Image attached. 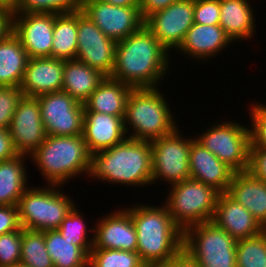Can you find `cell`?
I'll list each match as a JSON object with an SVG mask.
<instances>
[{
    "label": "cell",
    "instance_id": "6da1fadb",
    "mask_svg": "<svg viewBox=\"0 0 266 267\" xmlns=\"http://www.w3.org/2000/svg\"><path fill=\"white\" fill-rule=\"evenodd\" d=\"M169 58L168 50L143 25L117 42L115 64L109 77L133 89L158 88L159 80L168 74Z\"/></svg>",
    "mask_w": 266,
    "mask_h": 267
},
{
    "label": "cell",
    "instance_id": "7a4b0ae2",
    "mask_svg": "<svg viewBox=\"0 0 266 267\" xmlns=\"http://www.w3.org/2000/svg\"><path fill=\"white\" fill-rule=\"evenodd\" d=\"M133 220L140 259L155 267L183 250V231L174 223L165 205H135L125 209Z\"/></svg>",
    "mask_w": 266,
    "mask_h": 267
},
{
    "label": "cell",
    "instance_id": "3957f363",
    "mask_svg": "<svg viewBox=\"0 0 266 267\" xmlns=\"http://www.w3.org/2000/svg\"><path fill=\"white\" fill-rule=\"evenodd\" d=\"M88 175L124 186L152 184L151 141L127 137L109 149L92 154Z\"/></svg>",
    "mask_w": 266,
    "mask_h": 267
},
{
    "label": "cell",
    "instance_id": "277c9868",
    "mask_svg": "<svg viewBox=\"0 0 266 267\" xmlns=\"http://www.w3.org/2000/svg\"><path fill=\"white\" fill-rule=\"evenodd\" d=\"M29 159L38 166L45 181H49L48 185L62 187L72 177L89 173L91 154L83 135H47Z\"/></svg>",
    "mask_w": 266,
    "mask_h": 267
},
{
    "label": "cell",
    "instance_id": "5b68a950",
    "mask_svg": "<svg viewBox=\"0 0 266 267\" xmlns=\"http://www.w3.org/2000/svg\"><path fill=\"white\" fill-rule=\"evenodd\" d=\"M170 109L158 88L132 89L123 119L127 137L153 141L173 133L178 127Z\"/></svg>",
    "mask_w": 266,
    "mask_h": 267
},
{
    "label": "cell",
    "instance_id": "8992f818",
    "mask_svg": "<svg viewBox=\"0 0 266 267\" xmlns=\"http://www.w3.org/2000/svg\"><path fill=\"white\" fill-rule=\"evenodd\" d=\"M59 189L58 185H47L25 190L17 205L22 228L45 232L60 227L76 204Z\"/></svg>",
    "mask_w": 266,
    "mask_h": 267
},
{
    "label": "cell",
    "instance_id": "52a82bcc",
    "mask_svg": "<svg viewBox=\"0 0 266 267\" xmlns=\"http://www.w3.org/2000/svg\"><path fill=\"white\" fill-rule=\"evenodd\" d=\"M171 186L165 206L182 231L212 220L220 194L217 190L192 178Z\"/></svg>",
    "mask_w": 266,
    "mask_h": 267
},
{
    "label": "cell",
    "instance_id": "ba28073f",
    "mask_svg": "<svg viewBox=\"0 0 266 267\" xmlns=\"http://www.w3.org/2000/svg\"><path fill=\"white\" fill-rule=\"evenodd\" d=\"M236 242L212 221L183 231V250L199 267H236Z\"/></svg>",
    "mask_w": 266,
    "mask_h": 267
},
{
    "label": "cell",
    "instance_id": "9c48e42d",
    "mask_svg": "<svg viewBox=\"0 0 266 267\" xmlns=\"http://www.w3.org/2000/svg\"><path fill=\"white\" fill-rule=\"evenodd\" d=\"M224 122L212 125L195 139L235 172L248 171L250 129L235 121Z\"/></svg>",
    "mask_w": 266,
    "mask_h": 267
},
{
    "label": "cell",
    "instance_id": "30bf717a",
    "mask_svg": "<svg viewBox=\"0 0 266 267\" xmlns=\"http://www.w3.org/2000/svg\"><path fill=\"white\" fill-rule=\"evenodd\" d=\"M178 130L151 141L153 184L163 179L173 185L191 178L189 156L194 138H184Z\"/></svg>",
    "mask_w": 266,
    "mask_h": 267
},
{
    "label": "cell",
    "instance_id": "8fae6325",
    "mask_svg": "<svg viewBox=\"0 0 266 267\" xmlns=\"http://www.w3.org/2000/svg\"><path fill=\"white\" fill-rule=\"evenodd\" d=\"M47 135L75 136L83 133L84 104L63 91L38 97Z\"/></svg>",
    "mask_w": 266,
    "mask_h": 267
},
{
    "label": "cell",
    "instance_id": "7c38bea8",
    "mask_svg": "<svg viewBox=\"0 0 266 267\" xmlns=\"http://www.w3.org/2000/svg\"><path fill=\"white\" fill-rule=\"evenodd\" d=\"M80 10L108 38L116 42L144 25L139 7H121L97 0H81Z\"/></svg>",
    "mask_w": 266,
    "mask_h": 267
},
{
    "label": "cell",
    "instance_id": "4fadbf2b",
    "mask_svg": "<svg viewBox=\"0 0 266 267\" xmlns=\"http://www.w3.org/2000/svg\"><path fill=\"white\" fill-rule=\"evenodd\" d=\"M193 24L194 0H178L144 21V25L168 52L171 48L177 51Z\"/></svg>",
    "mask_w": 266,
    "mask_h": 267
},
{
    "label": "cell",
    "instance_id": "5bb4252c",
    "mask_svg": "<svg viewBox=\"0 0 266 267\" xmlns=\"http://www.w3.org/2000/svg\"><path fill=\"white\" fill-rule=\"evenodd\" d=\"M10 136L18 155L31 156L46 139L38 97L23 95L9 127Z\"/></svg>",
    "mask_w": 266,
    "mask_h": 267
},
{
    "label": "cell",
    "instance_id": "9a60e30c",
    "mask_svg": "<svg viewBox=\"0 0 266 267\" xmlns=\"http://www.w3.org/2000/svg\"><path fill=\"white\" fill-rule=\"evenodd\" d=\"M117 42L108 38L81 10H78V47L76 60L110 76Z\"/></svg>",
    "mask_w": 266,
    "mask_h": 267
},
{
    "label": "cell",
    "instance_id": "2e32d148",
    "mask_svg": "<svg viewBox=\"0 0 266 267\" xmlns=\"http://www.w3.org/2000/svg\"><path fill=\"white\" fill-rule=\"evenodd\" d=\"M54 23L55 13L13 14L12 32L29 58L52 57Z\"/></svg>",
    "mask_w": 266,
    "mask_h": 267
},
{
    "label": "cell",
    "instance_id": "e0dca14e",
    "mask_svg": "<svg viewBox=\"0 0 266 267\" xmlns=\"http://www.w3.org/2000/svg\"><path fill=\"white\" fill-rule=\"evenodd\" d=\"M121 208L98 221L92 249L136 252L137 234L131 215Z\"/></svg>",
    "mask_w": 266,
    "mask_h": 267
},
{
    "label": "cell",
    "instance_id": "ac0fdd59",
    "mask_svg": "<svg viewBox=\"0 0 266 267\" xmlns=\"http://www.w3.org/2000/svg\"><path fill=\"white\" fill-rule=\"evenodd\" d=\"M64 63L65 60L53 57L29 58L20 85L23 95L39 97L61 91Z\"/></svg>",
    "mask_w": 266,
    "mask_h": 267
},
{
    "label": "cell",
    "instance_id": "d6986e66",
    "mask_svg": "<svg viewBox=\"0 0 266 267\" xmlns=\"http://www.w3.org/2000/svg\"><path fill=\"white\" fill-rule=\"evenodd\" d=\"M189 165L192 179L214 188L220 194L227 193L235 171L196 139L190 146Z\"/></svg>",
    "mask_w": 266,
    "mask_h": 267
},
{
    "label": "cell",
    "instance_id": "ffe728a7",
    "mask_svg": "<svg viewBox=\"0 0 266 267\" xmlns=\"http://www.w3.org/2000/svg\"><path fill=\"white\" fill-rule=\"evenodd\" d=\"M82 135L91 155L127 138L122 117L100 112H84Z\"/></svg>",
    "mask_w": 266,
    "mask_h": 267
},
{
    "label": "cell",
    "instance_id": "44dd1931",
    "mask_svg": "<svg viewBox=\"0 0 266 267\" xmlns=\"http://www.w3.org/2000/svg\"><path fill=\"white\" fill-rule=\"evenodd\" d=\"M211 221L236 240L253 237L265 230L244 206L227 193L219 194Z\"/></svg>",
    "mask_w": 266,
    "mask_h": 267
},
{
    "label": "cell",
    "instance_id": "7402d4cb",
    "mask_svg": "<svg viewBox=\"0 0 266 267\" xmlns=\"http://www.w3.org/2000/svg\"><path fill=\"white\" fill-rule=\"evenodd\" d=\"M231 43L233 42L220 25L194 23L177 50L188 57L206 61L208 58H214V55L225 50Z\"/></svg>",
    "mask_w": 266,
    "mask_h": 267
},
{
    "label": "cell",
    "instance_id": "603a6c76",
    "mask_svg": "<svg viewBox=\"0 0 266 267\" xmlns=\"http://www.w3.org/2000/svg\"><path fill=\"white\" fill-rule=\"evenodd\" d=\"M227 194L266 229V182L255 178L249 171L235 172Z\"/></svg>",
    "mask_w": 266,
    "mask_h": 267
},
{
    "label": "cell",
    "instance_id": "cb8c5ba5",
    "mask_svg": "<svg viewBox=\"0 0 266 267\" xmlns=\"http://www.w3.org/2000/svg\"><path fill=\"white\" fill-rule=\"evenodd\" d=\"M132 87L106 76L83 103L84 112H100L124 119L127 98Z\"/></svg>",
    "mask_w": 266,
    "mask_h": 267
},
{
    "label": "cell",
    "instance_id": "d4e9b609",
    "mask_svg": "<svg viewBox=\"0 0 266 267\" xmlns=\"http://www.w3.org/2000/svg\"><path fill=\"white\" fill-rule=\"evenodd\" d=\"M248 0H220V27L232 42L255 34V18Z\"/></svg>",
    "mask_w": 266,
    "mask_h": 267
},
{
    "label": "cell",
    "instance_id": "484cf974",
    "mask_svg": "<svg viewBox=\"0 0 266 267\" xmlns=\"http://www.w3.org/2000/svg\"><path fill=\"white\" fill-rule=\"evenodd\" d=\"M106 75L78 60H65L62 90L84 103Z\"/></svg>",
    "mask_w": 266,
    "mask_h": 267
},
{
    "label": "cell",
    "instance_id": "4316f807",
    "mask_svg": "<svg viewBox=\"0 0 266 267\" xmlns=\"http://www.w3.org/2000/svg\"><path fill=\"white\" fill-rule=\"evenodd\" d=\"M29 56L12 32L0 42V86L20 87Z\"/></svg>",
    "mask_w": 266,
    "mask_h": 267
},
{
    "label": "cell",
    "instance_id": "83f0119b",
    "mask_svg": "<svg viewBox=\"0 0 266 267\" xmlns=\"http://www.w3.org/2000/svg\"><path fill=\"white\" fill-rule=\"evenodd\" d=\"M25 157L17 155L0 161V205H18L20 197L28 188Z\"/></svg>",
    "mask_w": 266,
    "mask_h": 267
},
{
    "label": "cell",
    "instance_id": "f1b7e54d",
    "mask_svg": "<svg viewBox=\"0 0 266 267\" xmlns=\"http://www.w3.org/2000/svg\"><path fill=\"white\" fill-rule=\"evenodd\" d=\"M53 36L52 57L75 60L78 47V11L55 13Z\"/></svg>",
    "mask_w": 266,
    "mask_h": 267
},
{
    "label": "cell",
    "instance_id": "f546056e",
    "mask_svg": "<svg viewBox=\"0 0 266 267\" xmlns=\"http://www.w3.org/2000/svg\"><path fill=\"white\" fill-rule=\"evenodd\" d=\"M45 244L54 267H88L89 254L58 230L45 231Z\"/></svg>",
    "mask_w": 266,
    "mask_h": 267
},
{
    "label": "cell",
    "instance_id": "4dcf8cb0",
    "mask_svg": "<svg viewBox=\"0 0 266 267\" xmlns=\"http://www.w3.org/2000/svg\"><path fill=\"white\" fill-rule=\"evenodd\" d=\"M20 263L29 267H54L45 244V232L22 231Z\"/></svg>",
    "mask_w": 266,
    "mask_h": 267
},
{
    "label": "cell",
    "instance_id": "1f68e13d",
    "mask_svg": "<svg viewBox=\"0 0 266 267\" xmlns=\"http://www.w3.org/2000/svg\"><path fill=\"white\" fill-rule=\"evenodd\" d=\"M236 267H266V229L236 242Z\"/></svg>",
    "mask_w": 266,
    "mask_h": 267
},
{
    "label": "cell",
    "instance_id": "d6a6232c",
    "mask_svg": "<svg viewBox=\"0 0 266 267\" xmlns=\"http://www.w3.org/2000/svg\"><path fill=\"white\" fill-rule=\"evenodd\" d=\"M88 267H147L137 252L118 249H92Z\"/></svg>",
    "mask_w": 266,
    "mask_h": 267
},
{
    "label": "cell",
    "instance_id": "836d02e7",
    "mask_svg": "<svg viewBox=\"0 0 266 267\" xmlns=\"http://www.w3.org/2000/svg\"><path fill=\"white\" fill-rule=\"evenodd\" d=\"M83 220V216L74 206L57 230L64 238L72 241L74 245L82 247L89 254L93 247L94 228L89 229L93 232L91 239Z\"/></svg>",
    "mask_w": 266,
    "mask_h": 267
},
{
    "label": "cell",
    "instance_id": "e575fe53",
    "mask_svg": "<svg viewBox=\"0 0 266 267\" xmlns=\"http://www.w3.org/2000/svg\"><path fill=\"white\" fill-rule=\"evenodd\" d=\"M81 9V0H17L13 14L22 13H70Z\"/></svg>",
    "mask_w": 266,
    "mask_h": 267
},
{
    "label": "cell",
    "instance_id": "d590c367",
    "mask_svg": "<svg viewBox=\"0 0 266 267\" xmlns=\"http://www.w3.org/2000/svg\"><path fill=\"white\" fill-rule=\"evenodd\" d=\"M23 228L0 235V267H12L20 263Z\"/></svg>",
    "mask_w": 266,
    "mask_h": 267
},
{
    "label": "cell",
    "instance_id": "8d00e7d4",
    "mask_svg": "<svg viewBox=\"0 0 266 267\" xmlns=\"http://www.w3.org/2000/svg\"><path fill=\"white\" fill-rule=\"evenodd\" d=\"M22 96L20 87L0 86V128L9 129L17 104Z\"/></svg>",
    "mask_w": 266,
    "mask_h": 267
},
{
    "label": "cell",
    "instance_id": "74e56055",
    "mask_svg": "<svg viewBox=\"0 0 266 267\" xmlns=\"http://www.w3.org/2000/svg\"><path fill=\"white\" fill-rule=\"evenodd\" d=\"M254 105V106H253ZM251 106L250 146H257L266 150V105L256 103Z\"/></svg>",
    "mask_w": 266,
    "mask_h": 267
},
{
    "label": "cell",
    "instance_id": "f35d334b",
    "mask_svg": "<svg viewBox=\"0 0 266 267\" xmlns=\"http://www.w3.org/2000/svg\"><path fill=\"white\" fill-rule=\"evenodd\" d=\"M220 0H194V23L219 25Z\"/></svg>",
    "mask_w": 266,
    "mask_h": 267
},
{
    "label": "cell",
    "instance_id": "ab89813d",
    "mask_svg": "<svg viewBox=\"0 0 266 267\" xmlns=\"http://www.w3.org/2000/svg\"><path fill=\"white\" fill-rule=\"evenodd\" d=\"M18 206L0 205V235L21 229Z\"/></svg>",
    "mask_w": 266,
    "mask_h": 267
},
{
    "label": "cell",
    "instance_id": "60d3db41",
    "mask_svg": "<svg viewBox=\"0 0 266 267\" xmlns=\"http://www.w3.org/2000/svg\"><path fill=\"white\" fill-rule=\"evenodd\" d=\"M248 171L257 179L266 182V150L250 146Z\"/></svg>",
    "mask_w": 266,
    "mask_h": 267
},
{
    "label": "cell",
    "instance_id": "b9f144b4",
    "mask_svg": "<svg viewBox=\"0 0 266 267\" xmlns=\"http://www.w3.org/2000/svg\"><path fill=\"white\" fill-rule=\"evenodd\" d=\"M178 0H140L139 9L142 19L145 21L157 11L167 8Z\"/></svg>",
    "mask_w": 266,
    "mask_h": 267
},
{
    "label": "cell",
    "instance_id": "7bdbcfd3",
    "mask_svg": "<svg viewBox=\"0 0 266 267\" xmlns=\"http://www.w3.org/2000/svg\"><path fill=\"white\" fill-rule=\"evenodd\" d=\"M17 155L9 129L0 128V161L12 159Z\"/></svg>",
    "mask_w": 266,
    "mask_h": 267
},
{
    "label": "cell",
    "instance_id": "ee69618b",
    "mask_svg": "<svg viewBox=\"0 0 266 267\" xmlns=\"http://www.w3.org/2000/svg\"><path fill=\"white\" fill-rule=\"evenodd\" d=\"M13 31L12 8L0 6V42Z\"/></svg>",
    "mask_w": 266,
    "mask_h": 267
},
{
    "label": "cell",
    "instance_id": "f6af8a7d",
    "mask_svg": "<svg viewBox=\"0 0 266 267\" xmlns=\"http://www.w3.org/2000/svg\"><path fill=\"white\" fill-rule=\"evenodd\" d=\"M155 267H199V265L182 250L177 256Z\"/></svg>",
    "mask_w": 266,
    "mask_h": 267
},
{
    "label": "cell",
    "instance_id": "bcb514c9",
    "mask_svg": "<svg viewBox=\"0 0 266 267\" xmlns=\"http://www.w3.org/2000/svg\"><path fill=\"white\" fill-rule=\"evenodd\" d=\"M97 1L121 7H139L140 4V0H97Z\"/></svg>",
    "mask_w": 266,
    "mask_h": 267
},
{
    "label": "cell",
    "instance_id": "7dc6e473",
    "mask_svg": "<svg viewBox=\"0 0 266 267\" xmlns=\"http://www.w3.org/2000/svg\"><path fill=\"white\" fill-rule=\"evenodd\" d=\"M17 0H0V6L13 8Z\"/></svg>",
    "mask_w": 266,
    "mask_h": 267
},
{
    "label": "cell",
    "instance_id": "c3c4849f",
    "mask_svg": "<svg viewBox=\"0 0 266 267\" xmlns=\"http://www.w3.org/2000/svg\"><path fill=\"white\" fill-rule=\"evenodd\" d=\"M12 267H29V266L24 265V264H22V263H18V264H15V265L12 266Z\"/></svg>",
    "mask_w": 266,
    "mask_h": 267
}]
</instances>
